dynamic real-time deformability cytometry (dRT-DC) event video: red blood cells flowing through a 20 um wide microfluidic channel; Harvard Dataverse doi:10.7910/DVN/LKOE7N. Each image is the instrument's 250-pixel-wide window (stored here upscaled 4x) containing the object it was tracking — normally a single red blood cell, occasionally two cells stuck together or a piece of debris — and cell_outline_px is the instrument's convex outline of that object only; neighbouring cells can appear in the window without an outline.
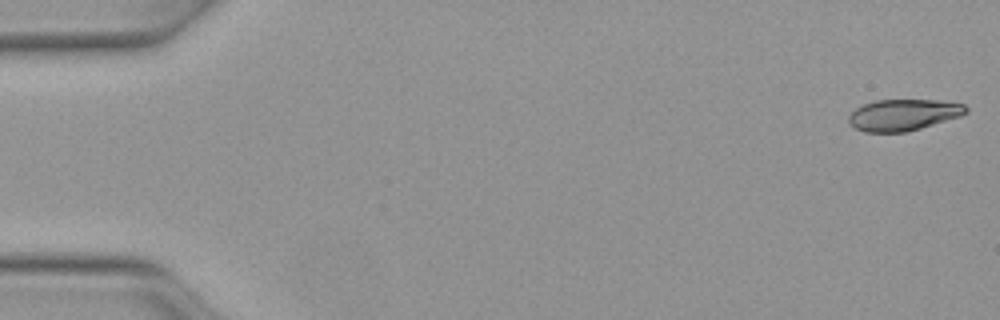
{"species": "Egyptian fruit bat (a non-hibernating species)", "species_latin": "Rousettus aegyptiacus", "temperature_condition": "warm", "stored_images_in_passage": 49, "camera_frame_rate_fps": 3000, "um_per_image_px": 0.085, "animal": {"sex": "female"}, "frame": {"image": 1, "passage_image": 1, "time_ms": 0.0, "image_size_px": [1000, 320], "cell_outline_px": [[968, 112], [960, 116], [908, 132], [864, 132], [856, 128], [848, 120], [848, 116], [856, 108], [864, 104], [876, 100], [940, 100], [964, 104], [968, 108]], "centroid_in_image_um": [76.8, 9.76], "position_along_channel_um": 8.2, "area_um2": 21.39}}
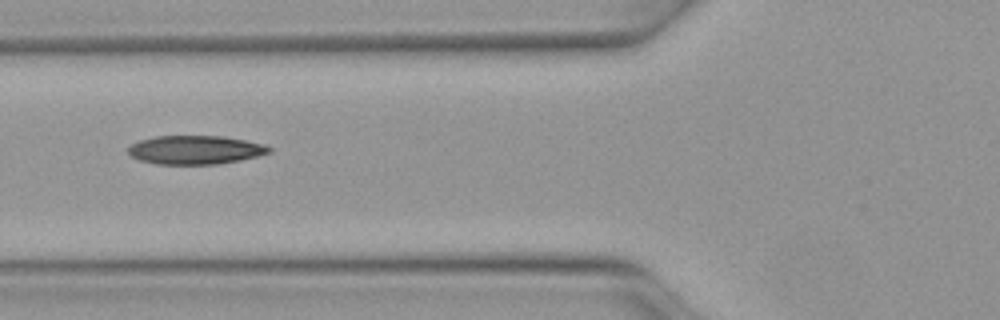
{"frame": {"image": 2, "passage_image": 19, "time_ms": 6.0, "image_size_px": [1000, 320], "cell_outline_px": [[272, 152], [240, 160], [216, 164], [156, 164], [140, 160], [132, 156], [128, 152], [128, 148], [132, 144], [140, 140], [156, 136], [224, 136], [264, 144], [272, 148]], "centroid_in_image_um": [16.61, 12.74], "position_along_channel_um": 109.2, "area_um2": 23.47}}
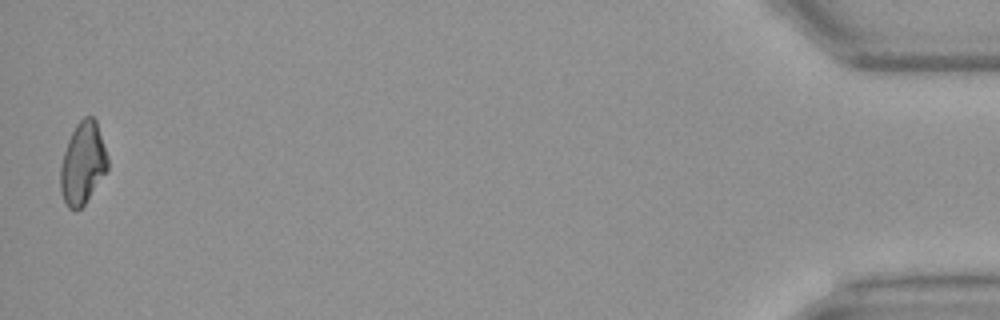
{"frame": {"image": 3, "passage_image": 49, "time_ms": 16.0, "image_size_px": [1000, 320], "cell_outline_px": [[108, 168], [84, 204], [76, 212], [68, 208], [60, 192], [60, 168], [64, 152], [68, 140], [76, 124], [84, 116], [92, 116], [96, 120], [108, 156]], "centroid_in_image_um": [7.02, 13.88], "position_along_channel_um": 428.2, "area_um2": 22.48}, "authors_computed_cell_mechanics": {"area_um2": 23.0622, "velocity_mm_per_s": 4.1294, "shape_relaxation_time_tau1_ms": null, "shape_relaxation_time_tau2_ms": 5.0966, "deformation_change_tau1": null, "deformation_change_tau2": 0.1178}}